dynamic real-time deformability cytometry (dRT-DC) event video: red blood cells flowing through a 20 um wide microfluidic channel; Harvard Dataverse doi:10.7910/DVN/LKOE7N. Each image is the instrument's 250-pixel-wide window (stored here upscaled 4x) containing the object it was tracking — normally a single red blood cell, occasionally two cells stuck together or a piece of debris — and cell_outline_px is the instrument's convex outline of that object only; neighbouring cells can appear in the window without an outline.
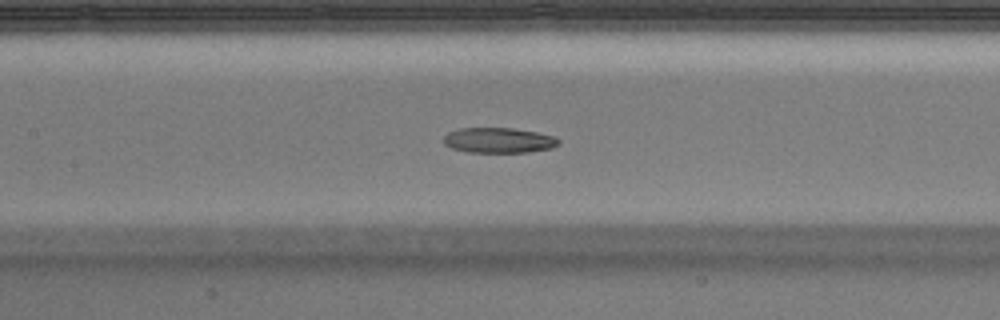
{"species": "Egyptian fruit bat (a non-hibernating species)", "species_latin": "Rousettus aegyptiacus", "temperature_condition": "warm", "stored_images_in_passage": 43, "camera_frame_rate_fps": 3000, "um_per_image_px": 0.085, "animal": {"sex": "male"}, "frame": {"image": 1, "passage_image": 19, "time_ms": 6.0, "image_size_px": [1000, 320], "cell_outline_px": [[560, 144], [552, 148], [528, 152], [468, 152], [452, 148], [444, 144], [444, 136], [448, 132], [460, 128], [512, 128], [536, 132], [552, 136], [560, 140]], "centroid_in_image_um": [42.39, 11.92], "position_along_channel_um": 165.0, "area_um2": 16.88}, "authors_computed_cell_mechanics": {"area_um2": 17.9758, "velocity_mm_per_s": 3.9552, "shape_relaxation_time_tau1_ms": null, "shape_relaxation_time_tau2_ms": 2.4264, "deformation_change_tau1": null, "deformation_change_tau2": 0.0821}}